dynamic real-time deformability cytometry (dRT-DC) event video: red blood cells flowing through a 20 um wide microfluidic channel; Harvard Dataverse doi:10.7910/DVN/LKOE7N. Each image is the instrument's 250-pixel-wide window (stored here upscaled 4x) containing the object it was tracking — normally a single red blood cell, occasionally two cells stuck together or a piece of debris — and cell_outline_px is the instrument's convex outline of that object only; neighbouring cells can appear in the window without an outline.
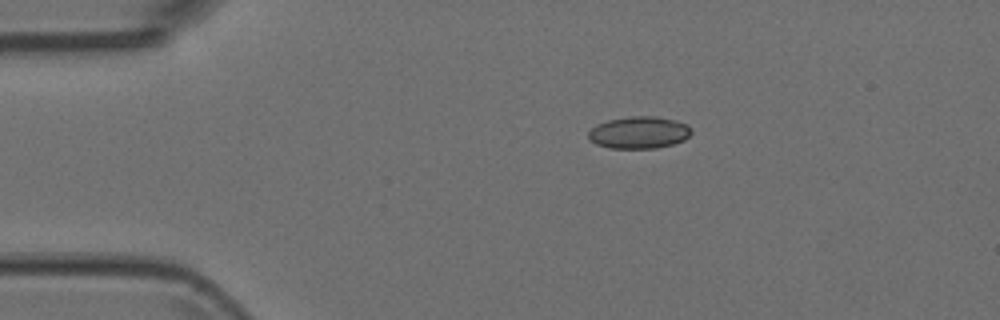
{"species": "Egyptian fruit bat (a non-hibernating species)", "species_latin": "Rousettus aegyptiacus", "temperature_condition": "room temperature", "stored_images_in_passage": 4, "camera_frame_rate_fps": 3000, "um_per_image_px": 0.085, "animal": {"sex": "female"}, "frame": {"image": 1, "passage_image": 4, "time_ms": 1.0, "image_size_px": [1000, 320], "cell_outline_px": [[692, 132], [684, 140], [672, 144], [656, 148], [612, 148], [596, 144], [588, 140], [588, 132], [596, 124], [608, 120], [632, 116], [656, 116], [676, 120], [688, 124], [692, 128]], "centroid_in_image_um": [54.32, 11.25], "position_along_channel_um": 30.7, "area_um2": 19.36}}